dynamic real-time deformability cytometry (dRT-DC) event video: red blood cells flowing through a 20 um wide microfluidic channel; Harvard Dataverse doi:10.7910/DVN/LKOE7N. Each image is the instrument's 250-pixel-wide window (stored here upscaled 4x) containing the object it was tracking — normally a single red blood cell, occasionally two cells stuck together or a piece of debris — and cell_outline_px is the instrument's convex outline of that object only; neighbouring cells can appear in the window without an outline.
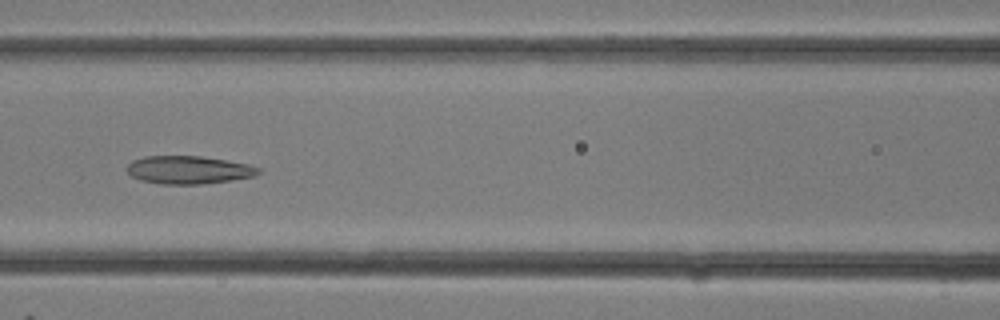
{"species": "common noctule bat (a hibernating species)", "species_latin": "Nyctalus noctula", "temperature_condition": "room temperature", "stored_images_in_passage": 31, "camera_frame_rate_fps": 3000, "um_per_image_px": 0.085, "animal": {"sex": "female"}, "frame": {"image": 1, "passage_image": 13, "time_ms": 4.0, "image_size_px": [1000, 320], "cell_outline_px": [[260, 172], [256, 176], [232, 180], [204, 184], [160, 184], [140, 180], [132, 176], [128, 172], [128, 164], [132, 160], [144, 156], [200, 156], [228, 160], [248, 164], [260, 168]], "centroid_in_image_um": [16.05, 14.44], "position_along_channel_um": 150.5, "area_um2": 21.56}}
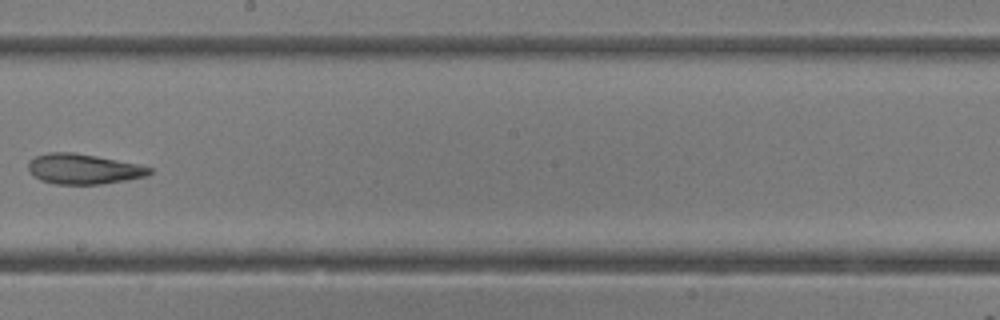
{"frame": {"image": 2, "passage_image": 17, "time_ms": 5.333, "image_size_px": [1000, 320], "cell_outline_px": [[152, 172], [148, 176], [128, 180], [100, 184], [56, 184], [40, 180], [32, 176], [28, 168], [28, 160], [36, 156], [48, 152], [72, 152], [96, 156], [136, 164], [152, 168]], "centroid_in_image_um": [7.06, 14.37], "position_along_channel_um": 241.1, "area_um2": 21.39}}
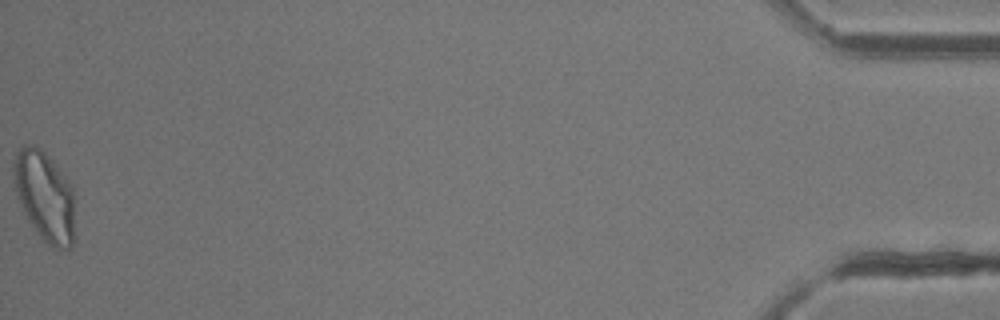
{"frame": {"image": 3, "passage_image": 30, "time_ms": 9.667, "image_size_px": [1000, 320], "cell_outline_px": [[76, 236], [72, 248], [52, 248], [40, 236], [28, 220], [16, 196], [12, 172], [12, 164], [16, 152], [24, 144], [32, 144], [40, 148], [56, 164], [72, 184]], "centroid_in_image_um": [3.81, 16.68], "position_along_channel_um": 431.4, "area_um2": 32.83}}